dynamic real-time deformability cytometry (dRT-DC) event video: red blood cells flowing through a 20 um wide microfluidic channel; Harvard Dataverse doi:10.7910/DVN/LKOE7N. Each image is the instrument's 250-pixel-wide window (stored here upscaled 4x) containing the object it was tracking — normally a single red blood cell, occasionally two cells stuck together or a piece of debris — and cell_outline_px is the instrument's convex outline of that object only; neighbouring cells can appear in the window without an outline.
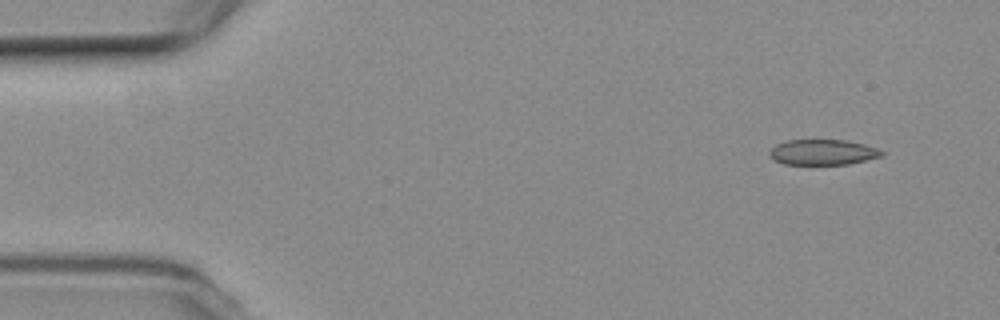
{"species": "common noctule bat (a hibernating species)", "species_latin": "Nyctalus noctula", "temperature_condition": "room temperature", "stored_images_in_passage": 3, "camera_frame_rate_fps": 3000, "um_per_image_px": 0.085, "animal": {"sex": "female", "body_mass_g": 19.3, "forearm_length_mm": 54.1}, "frame": {"image": 1, "passage_image": 1, "time_ms": 0.0, "image_size_px": [1000, 320], "cell_outline_px": [[884, 156], [848, 164], [784, 164], [768, 156], [768, 152], [776, 144], [784, 140], [844, 140], [864, 144], [876, 148], [884, 152]], "centroid_in_image_um": [69.92, 12.93], "position_along_channel_um": 15.1, "area_um2": 16.65}}